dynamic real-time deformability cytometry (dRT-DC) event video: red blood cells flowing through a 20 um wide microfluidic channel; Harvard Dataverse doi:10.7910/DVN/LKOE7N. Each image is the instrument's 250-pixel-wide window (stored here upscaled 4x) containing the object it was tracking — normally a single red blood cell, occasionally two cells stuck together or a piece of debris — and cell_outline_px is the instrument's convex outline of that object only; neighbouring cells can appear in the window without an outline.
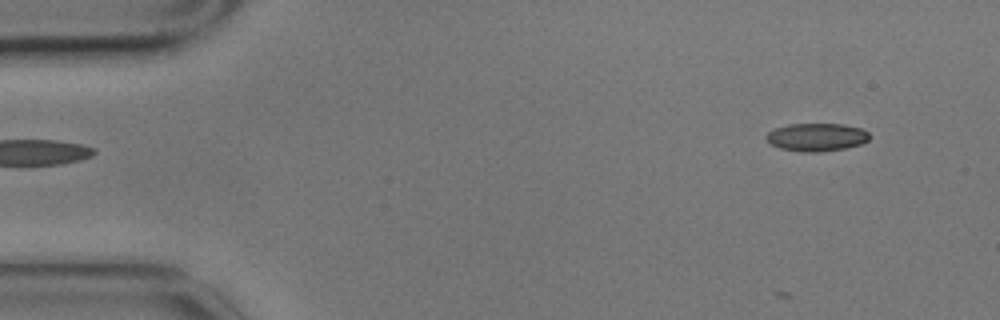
{"species": "common noctule bat (a hibernating species)", "species_latin": "Nyctalus noctula", "temperature_condition": "cold", "stored_images_in_passage": 5, "camera_frame_rate_fps": 3000, "um_per_image_px": 0.085, "animal": {"sex": "male", "body_mass_g": 17.9}, "frame": {"image": 1, "passage_image": 5, "time_ms": 1.333, "image_size_px": [1000, 320], "cell_outline_px": [[868, 140], [860, 144], [844, 148], [820, 152], [800, 152], [780, 148], [772, 144], [764, 136], [768, 132], [776, 128], [788, 124], [844, 124], [860, 128], [868, 132]], "centroid_in_image_um": [69.39, 11.66], "position_along_channel_um": 15.6, "area_um2": 16.7}}